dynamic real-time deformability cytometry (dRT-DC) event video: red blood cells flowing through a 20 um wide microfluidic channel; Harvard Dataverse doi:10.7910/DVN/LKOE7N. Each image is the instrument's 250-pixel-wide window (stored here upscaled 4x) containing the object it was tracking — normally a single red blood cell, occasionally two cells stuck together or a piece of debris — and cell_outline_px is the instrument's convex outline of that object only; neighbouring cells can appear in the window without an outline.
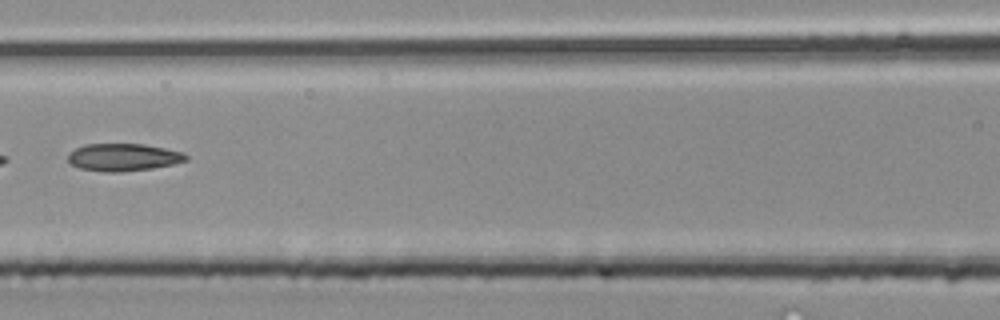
{"species": "common noctule bat (a hibernating species)", "species_latin": "Nyctalus noctula", "temperature_condition": "room temperature", "stored_images_in_passage": 44, "camera_frame_rate_fps": 3000, "um_per_image_px": 0.085, "animal": {"sex": "male", "body_mass_g": 20.4}, "frame": {"image": 1, "passage_image": 20, "time_ms": 6.333, "image_size_px": [1000, 320], "cell_outline_px": [[188, 160], [176, 164], [152, 168], [120, 172], [104, 172], [80, 168], [72, 164], [68, 160], [68, 152], [84, 144], [144, 144], [184, 152], [188, 156]], "centroid_in_image_um": [10.5, 13.36], "position_along_channel_um": 156.1, "area_um2": 19.02}}
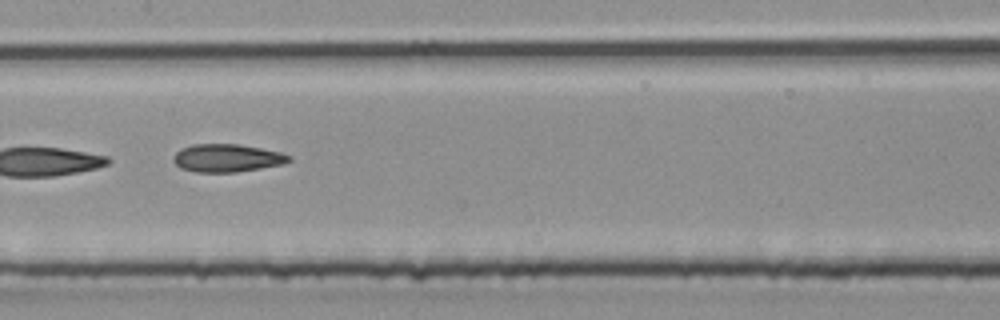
{"frame": {"image": 2, "passage_image": 22, "time_ms": 7.0, "image_size_px": [1000, 320], "cell_outline_px": [[292, 160], [284, 164], [236, 172], [196, 172], [180, 168], [172, 160], [176, 152], [180, 148], [192, 144], [240, 144], [280, 152], [292, 156]], "centroid_in_image_um": [19.29, 13.43], "position_along_channel_um": 188.1, "area_um2": 18.9}}
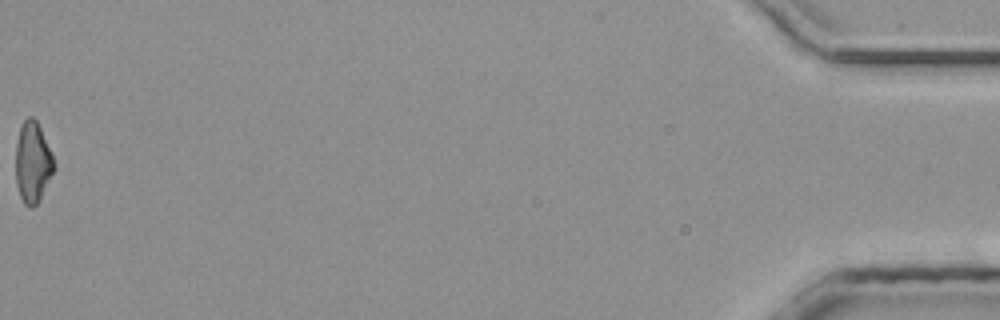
{"frame": {"image": 3, "passage_image": 44, "time_ms": 14.333, "image_size_px": [1000, 320], "cell_outline_px": [[56, 168], [36, 204], [32, 208], [24, 204], [20, 196], [16, 184], [16, 144], [20, 128], [24, 120], [28, 116], [32, 116], [36, 120], [52, 152]], "centroid_in_image_um": [2.78, 13.79], "position_along_channel_um": 432.4, "area_um2": 17.98}}